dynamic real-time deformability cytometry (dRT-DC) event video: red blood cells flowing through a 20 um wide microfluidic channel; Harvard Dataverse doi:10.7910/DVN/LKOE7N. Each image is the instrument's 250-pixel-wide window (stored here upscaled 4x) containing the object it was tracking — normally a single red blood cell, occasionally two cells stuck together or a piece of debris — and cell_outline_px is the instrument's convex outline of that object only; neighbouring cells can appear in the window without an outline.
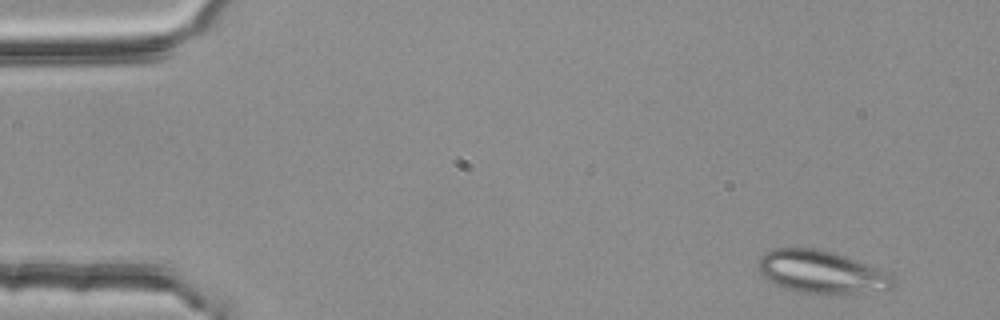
{"species": "common noctule bat (a hibernating species)", "species_latin": "Nyctalus noctula", "temperature_condition": "room temperature", "stored_images_in_passage": 3, "camera_frame_rate_fps": 3000, "um_per_image_px": 0.085, "animal": {"sex": "female", "body_mass_g": 25.1}, "frame": {"image": 1, "passage_image": 1, "time_ms": 0.0, "image_size_px": [1000, 320], "cell_outline_px": [[896, 284], [892, 288], [860, 292], [796, 292], [776, 284], [764, 276], [756, 268], [756, 260], [764, 252], [776, 248], [812, 248], [836, 252], [896, 276]], "centroid_in_image_um": [69.78, 23.08], "position_along_channel_um": 15.2, "area_um2": 33.18}}